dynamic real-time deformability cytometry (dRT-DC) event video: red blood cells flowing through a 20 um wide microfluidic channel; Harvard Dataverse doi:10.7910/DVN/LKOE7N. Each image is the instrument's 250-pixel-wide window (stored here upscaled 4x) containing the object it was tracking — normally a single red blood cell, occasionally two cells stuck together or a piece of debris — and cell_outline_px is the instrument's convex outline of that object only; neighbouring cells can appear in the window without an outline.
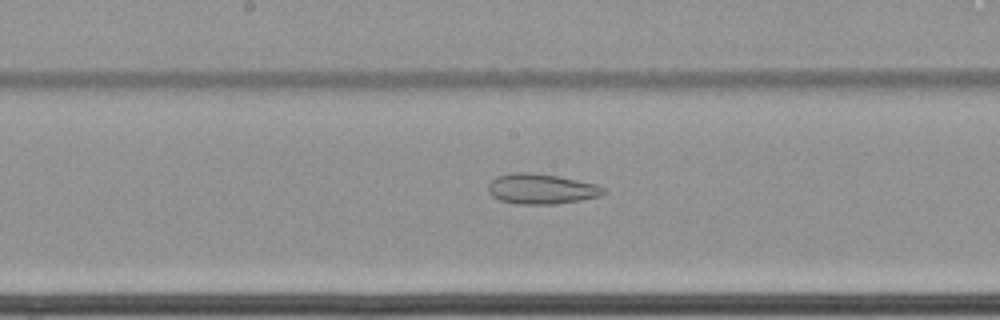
{"species": "common noctule bat (a hibernating species)", "species_latin": "Nyctalus noctula", "temperature_condition": "cold", "stored_images_in_passage": 63, "camera_frame_rate_fps": 3000, "um_per_image_px": 0.085, "animal": {"sex": "female", "body_mass_g": 22.7, "forearm_length_mm": 54.2}, "frame": {"image": 1, "passage_image": 36, "time_ms": 11.667, "image_size_px": [1000, 320], "cell_outline_px": [[608, 192], [600, 196], [580, 200], [556, 204], [516, 204], [500, 200], [492, 196], [488, 192], [488, 184], [496, 176], [512, 172], [532, 172], [556, 176], [596, 184], [604, 188]], "centroid_in_image_um": [45.99, 16.06], "position_along_channel_um": 202.2, "area_um2": 20.4}}
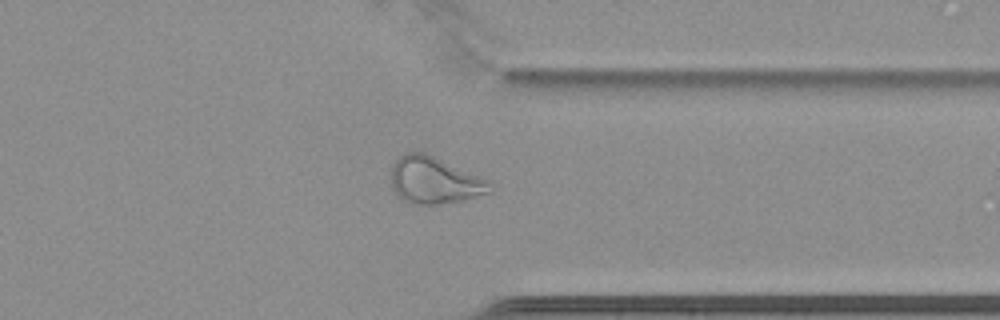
{"frame": {"image": 2, "passage_image": 51, "time_ms": 16.667, "image_size_px": [1000, 320], "cell_outline_px": [[492, 192], [464, 200], [440, 204], [412, 204], [404, 200], [392, 188], [392, 164], [400, 156], [408, 152], [424, 152], [488, 180]], "centroid_in_image_um": [36.92, 15.34], "position_along_channel_um": 374.5, "area_um2": 26.59}}
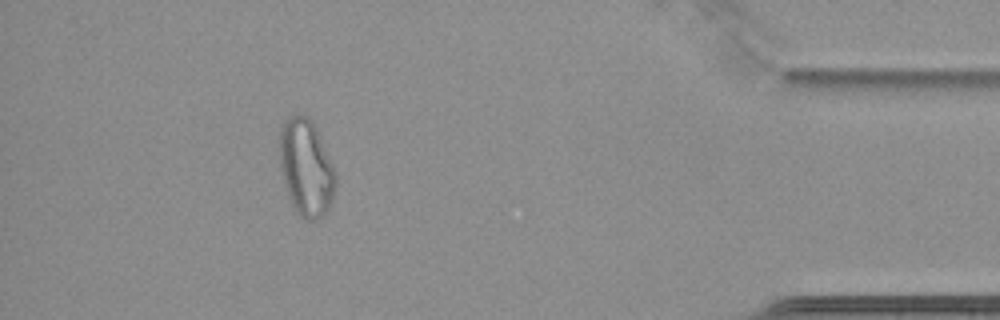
{"frame": {"image": 3, "passage_image": 58, "time_ms": 19.0, "image_size_px": [1000, 320], "cell_outline_px": [[336, 184], [332, 200], [328, 208], [316, 220], [308, 220], [300, 216], [292, 204], [280, 168], [280, 128], [284, 120], [288, 116], [308, 116], [312, 120], [316, 128], [336, 172]], "centroid_in_image_um": [26.02, 14.23], "position_along_channel_um": 409.2, "area_um2": 31.15}}